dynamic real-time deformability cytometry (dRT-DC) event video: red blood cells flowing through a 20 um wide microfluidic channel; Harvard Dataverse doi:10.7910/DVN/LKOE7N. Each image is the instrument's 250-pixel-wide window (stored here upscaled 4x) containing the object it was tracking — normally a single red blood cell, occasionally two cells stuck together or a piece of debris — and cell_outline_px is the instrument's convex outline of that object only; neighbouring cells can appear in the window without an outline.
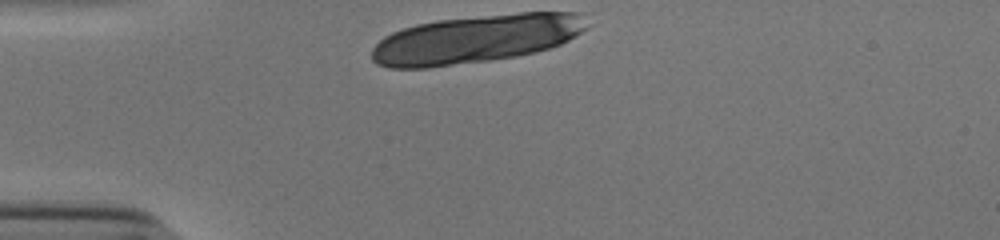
{"species": "human", "species_latin": "Homo sapiens", "temperature_condition": "cold", "stored_images_in_passage": 30, "camera_frame_rate_fps": 3000, "um_per_image_px": 0.085, "donor": {"sex": "male"}, "frame": {"image": 1, "passage_image": 1, "time_ms": 0.0, "image_size_px": [1000, 240], "cell_outline_px": [[588, 28], [568, 40], [560, 44], [536, 52], [516, 56], [488, 60], [428, 68], [388, 68], [376, 64], [372, 60], [372, 48], [384, 36], [392, 32], [416, 24], [436, 20], [520, 12], [580, 12]], "centroid_in_image_um": [40.42, 3.31], "position_along_channel_um": 44.6, "area_um2": 60.4}}
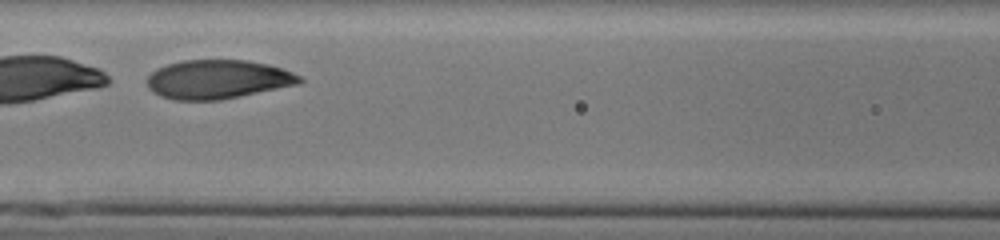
{"frame": {"image": 2, "passage_image": 12, "time_ms": 3.667, "image_size_px": [1000, 240], "cell_outline_px": [[304, 80], [300, 84], [220, 100], [172, 100], [160, 96], [152, 92], [148, 88], [148, 76], [156, 68], [168, 64], [184, 60], [248, 60], [268, 64], [292, 72], [300, 76]], "centroid_in_image_um": [18.5, 6.75], "position_along_channel_um": 148.1, "area_um2": 34.68}}
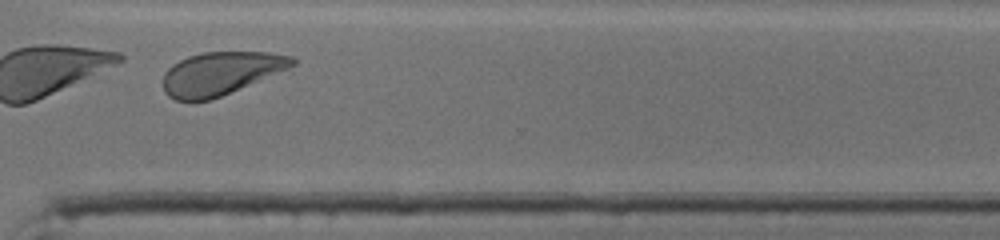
{"frame": {"image": 3, "passage_image": 28, "time_ms": 9.0, "image_size_px": [1000, 240], "cell_outline_px": [[296, 64], [288, 68], [212, 100], [192, 104], [176, 100], [168, 96], [164, 92], [164, 72], [172, 64], [188, 56], [204, 52], [268, 52], [292, 56], [296, 60]], "centroid_in_image_um": [18.7, 6.27], "position_along_channel_um": 351.9, "area_um2": 32.66}, "authors_computed_cell_mechanics": {"area_um2": 34.9979, "velocity_mm_per_s": 3.8108, "shape_relaxation_time_tau1_ms": 1.0298, "shape_relaxation_time_tau2_ms": 1.8622, "deformation_change_tau1": 0.2872, "deformation_change_tau2": 0.0649}}